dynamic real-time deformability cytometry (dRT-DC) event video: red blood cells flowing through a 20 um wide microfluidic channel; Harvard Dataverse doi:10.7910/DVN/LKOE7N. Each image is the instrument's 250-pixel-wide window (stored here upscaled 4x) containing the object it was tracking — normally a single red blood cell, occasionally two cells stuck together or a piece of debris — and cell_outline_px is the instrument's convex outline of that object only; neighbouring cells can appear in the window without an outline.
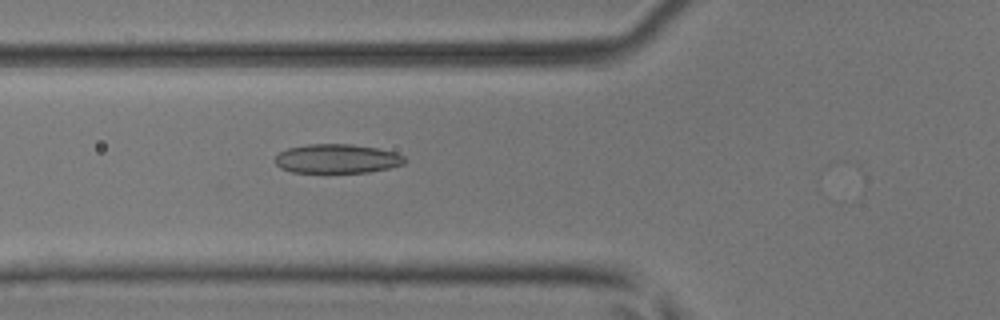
{"species": "common noctule bat (a hibernating species)", "species_latin": "Nyctalus noctula", "temperature_condition": "room temperature", "stored_images_in_passage": 6, "camera_frame_rate_fps": 3000, "um_per_image_px": 0.085, "animal": {"sex": "male", "body_mass_g": 17.9, "forearm_length_mm": 54.2}, "frame": {"image": 1, "passage_image": 6, "time_ms": 1.667, "image_size_px": [1000, 320], "cell_outline_px": [[408, 160], [404, 164], [388, 168], [368, 172], [292, 172], [280, 168], [276, 164], [276, 156], [280, 152], [288, 148], [308, 144], [352, 144], [380, 148], [396, 152], [404, 156]], "centroid_in_image_um": [28.69, 13.48], "position_along_channel_um": 97.1, "area_um2": 22.08}}